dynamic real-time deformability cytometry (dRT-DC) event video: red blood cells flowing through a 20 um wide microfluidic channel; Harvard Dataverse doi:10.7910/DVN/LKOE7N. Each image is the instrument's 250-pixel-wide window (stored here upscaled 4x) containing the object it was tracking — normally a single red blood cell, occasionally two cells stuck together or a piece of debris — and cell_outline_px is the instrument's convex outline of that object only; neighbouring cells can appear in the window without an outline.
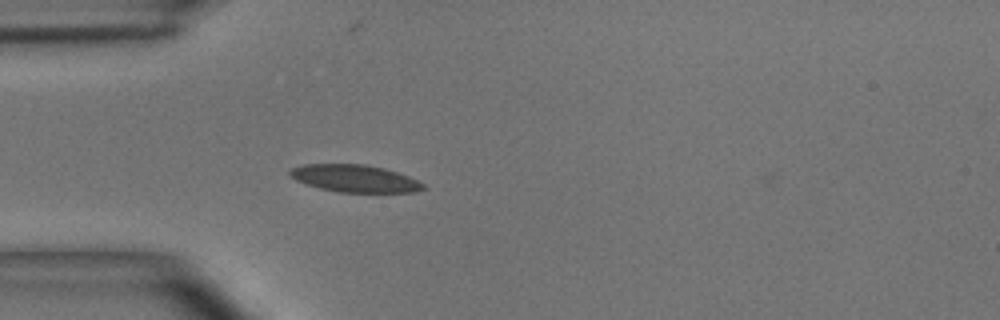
{"species": "common noctule bat (a hibernating species)", "species_latin": "Nyctalus noctula", "temperature_condition": "room temperature", "stored_images_in_passage": 3, "camera_frame_rate_fps": 3000, "um_per_image_px": 0.085, "animal": {"sex": "male", "body_mass_g": 15.6}, "frame": {"image": 1, "passage_image": 3, "time_ms": 0.667, "image_size_px": [1000, 320], "cell_outline_px": [[428, 188], [416, 192], [340, 192], [320, 188], [296, 180], [288, 176], [288, 168], [304, 164], [364, 164], [384, 168], [408, 176], [424, 184]], "centroid_in_image_um": [30.13, 15.16], "position_along_channel_um": 54.9, "area_um2": 21.27}}